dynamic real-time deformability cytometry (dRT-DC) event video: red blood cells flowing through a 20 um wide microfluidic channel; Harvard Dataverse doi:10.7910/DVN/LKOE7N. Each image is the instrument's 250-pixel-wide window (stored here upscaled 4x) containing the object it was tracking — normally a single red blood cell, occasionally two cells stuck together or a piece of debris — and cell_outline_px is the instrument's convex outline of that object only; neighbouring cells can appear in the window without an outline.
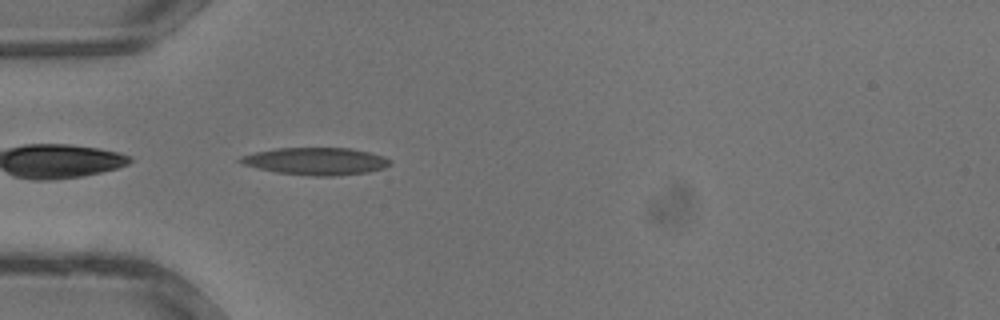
{"species": "common noctule bat (a hibernating species)", "species_latin": "Nyctalus noctula", "temperature_condition": "warm", "stored_images_in_passage": 24, "camera_frame_rate_fps": 3000, "um_per_image_px": 0.085, "animal": {"sex": "male", "body_mass_g": 13.3}, "frame": {"image": 1, "passage_image": 3, "time_ms": 0.667, "image_size_px": [1000, 320], "cell_outline_px": [[392, 164], [384, 168], [368, 172], [332, 176], [312, 176], [276, 172], [244, 164], [236, 160], [240, 156], [256, 152], [276, 148], [352, 148], [384, 156], [392, 160]], "centroid_in_image_um": [26.89, 13.7], "position_along_channel_um": 58.1, "area_um2": 23.81}}
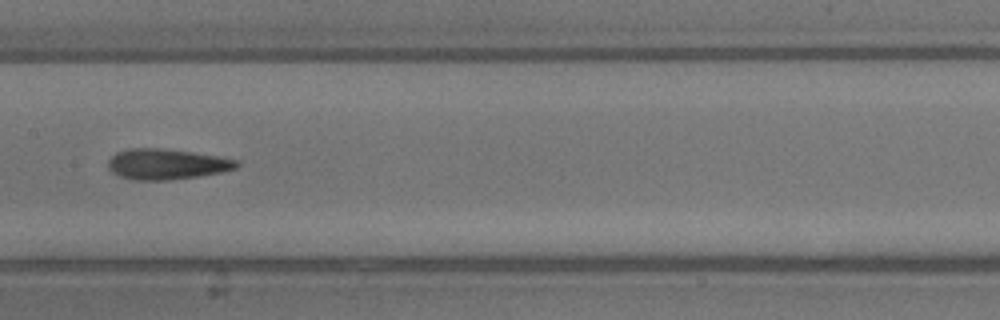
{"frame": {"image": 2, "passage_image": 10, "time_ms": 3.0, "image_size_px": [1000, 320], "cell_outline_px": [[240, 164], [236, 168], [220, 172], [196, 176], [168, 180], [136, 180], [120, 176], [112, 172], [108, 168], [108, 160], [116, 152], [128, 148], [160, 148], [192, 152], [240, 160]], "centroid_in_image_um": [14.14, 13.94], "position_along_channel_um": 193.3, "area_um2": 22.77}}
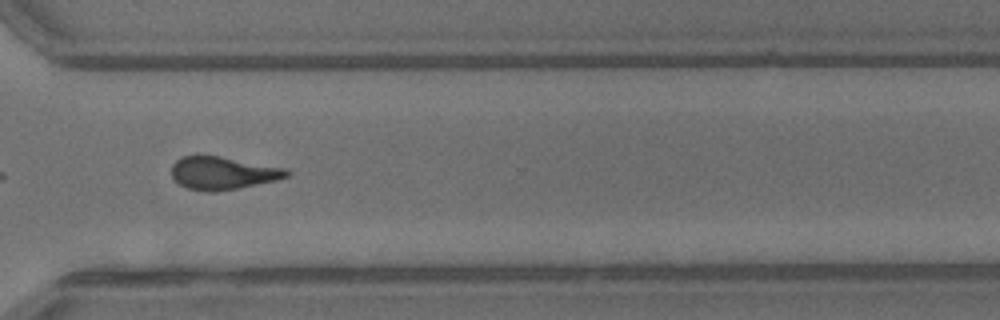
{"frame": {"image": 3, "passage_image": 18, "time_ms": 5.667, "image_size_px": [1000, 320], "cell_outline_px": [[292, 172], [288, 176], [276, 180], [236, 188], [212, 192], [204, 192], [188, 188], [180, 184], [172, 176], [172, 164], [176, 160], [184, 156], [196, 152], [220, 156], [284, 168]], "centroid_in_image_um": [18.88, 14.67], "position_along_channel_um": 351.7, "area_um2": 22.2}}